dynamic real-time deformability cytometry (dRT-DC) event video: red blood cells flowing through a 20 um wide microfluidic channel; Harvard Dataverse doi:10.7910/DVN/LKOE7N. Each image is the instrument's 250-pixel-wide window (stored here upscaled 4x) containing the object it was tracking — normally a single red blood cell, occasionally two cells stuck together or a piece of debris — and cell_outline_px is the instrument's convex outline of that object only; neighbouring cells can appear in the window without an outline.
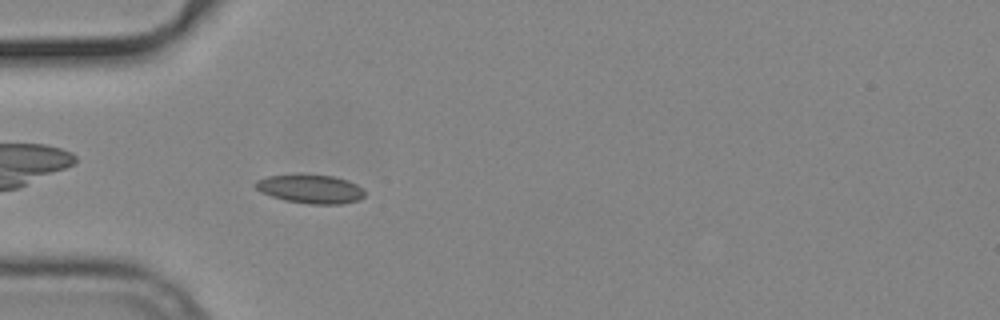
{"species": "common noctule bat (a hibernating species)", "species_latin": "Nyctalus noctula", "temperature_condition": "cold", "stored_images_in_passage": 42, "camera_frame_rate_fps": 3000, "um_per_image_px": 0.085, "animal": {"sex": "male", "body_mass_g": 19.2, "forearm_length_mm": 51.8}, "frame": {"image": 1, "passage_image": 4, "time_ms": 1.0, "image_size_px": [1000, 320], "cell_outline_px": [[364, 196], [360, 200], [344, 204], [312, 204], [284, 200], [272, 196], [256, 188], [252, 184], [256, 180], [268, 176], [332, 176], [348, 180], [356, 184], [364, 192]], "centroid_in_image_um": [26.42, 16.09], "position_along_channel_um": 58.6, "area_um2": 17.8}}
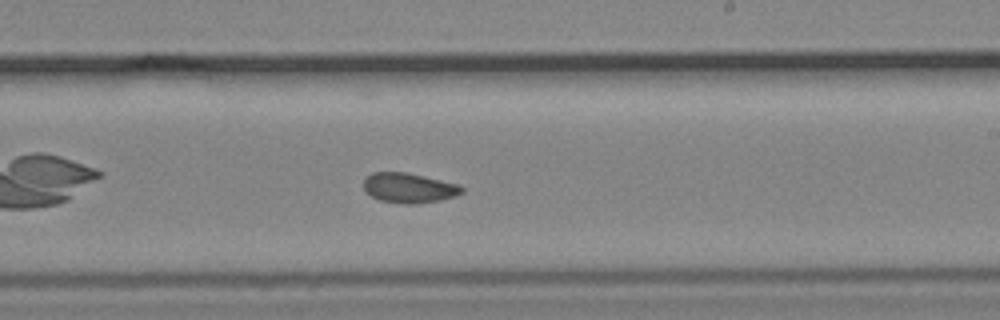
{"frame": {"image": 2, "passage_image": 20, "time_ms": 6.333, "image_size_px": [1000, 320], "cell_outline_px": [[464, 192], [456, 196], [440, 200], [416, 204], [404, 204], [380, 200], [372, 196], [364, 188], [364, 180], [372, 172], [408, 172], [456, 184], [464, 188]], "centroid_in_image_um": [34.77, 15.97], "position_along_channel_um": 254.2, "area_um2": 16.99}}
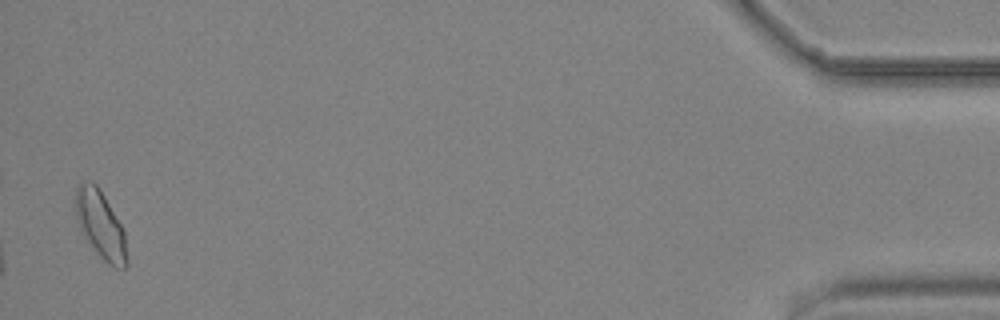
{"frame": {"image": 3, "passage_image": 41, "time_ms": 13.333, "image_size_px": [1000, 320], "cell_outline_px": [[128, 264], [124, 268], [116, 268], [108, 264], [100, 256], [80, 228], [76, 216], [72, 200], [76, 188], [80, 180], [96, 184], [100, 188], [120, 224], [124, 232], [128, 260]], "centroid_in_image_um": [8.52, 19.06], "position_along_channel_um": 426.7, "area_um2": 20.17}, "authors_computed_cell_mechanics": {"area_um2": 17.4556, "velocity_mm_per_s": 3.7505, "shape_relaxation_time_tau1_ms": null, "shape_relaxation_time_tau2_ms": 2.3497, "deformation_change_tau1": null, "deformation_change_tau2": 0.0566}}